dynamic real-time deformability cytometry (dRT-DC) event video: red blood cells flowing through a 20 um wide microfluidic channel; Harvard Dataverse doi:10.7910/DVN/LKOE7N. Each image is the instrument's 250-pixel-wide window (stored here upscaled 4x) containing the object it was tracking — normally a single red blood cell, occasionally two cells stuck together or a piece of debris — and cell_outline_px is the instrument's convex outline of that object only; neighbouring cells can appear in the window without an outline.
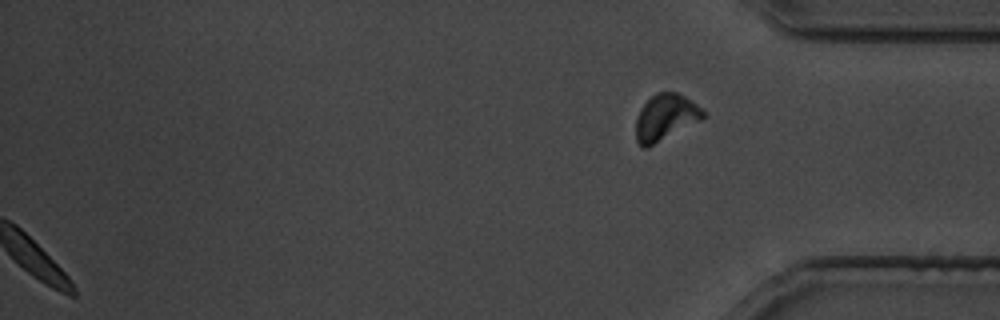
{"species": "common noctule bat (a hibernating species)", "species_latin": "Nyctalus noctula", "temperature_condition": "cold", "stored_images_in_passage": 28, "segment_of_instrument_passage": [2, 2], "camera_frame_rate_fps": 3000, "um_per_image_px": 0.085, "animal": {"sex": "male", "body_mass_g": 19.5, "forearm_length_mm": 54.6}, "frame": {"image": 1, "passage_image": 28, "time_ms": 33.0, "image_size_px": [1000, 320], "cell_outline_px": [[704, 116], [700, 120], [648, 148], [644, 148], [636, 140], [636, 116], [640, 108], [656, 92], [676, 92], [684, 96], [696, 104], [704, 112]], "centroid_in_image_um": [56.52, 9.98], "position_along_channel_um": 378.7, "area_um2": 17.92}}